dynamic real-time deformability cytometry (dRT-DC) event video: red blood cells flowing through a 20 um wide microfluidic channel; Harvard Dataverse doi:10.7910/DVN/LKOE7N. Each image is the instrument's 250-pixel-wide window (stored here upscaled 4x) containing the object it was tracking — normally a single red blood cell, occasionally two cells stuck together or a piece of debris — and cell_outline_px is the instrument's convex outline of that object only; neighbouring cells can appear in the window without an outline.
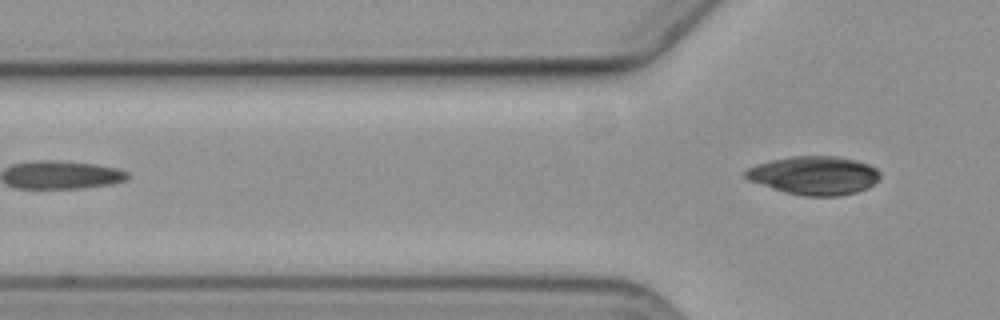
{"species": "common noctule bat (a hibernating species)", "species_latin": "Nyctalus noctula", "temperature_condition": "cold", "stored_images_in_passage": 4, "camera_frame_rate_fps": 3000, "um_per_image_px": 0.085, "animal": {"sex": "female", "body_mass_g": 19.3, "forearm_length_mm": 54.1}, "frame": {"image": 1, "passage_image": 4, "time_ms": 3.667, "image_size_px": [1000, 320], "cell_outline_px": [[880, 176], [868, 188], [856, 192], [840, 196], [804, 196], [784, 192], [748, 180], [744, 176], [744, 172], [748, 168], [756, 164], [772, 160], [792, 156], [836, 156], [856, 160], [868, 164], [876, 168], [880, 172]], "centroid_in_image_um": [69.2, 14.91], "position_along_channel_um": 56.6, "area_um2": 30.17}}